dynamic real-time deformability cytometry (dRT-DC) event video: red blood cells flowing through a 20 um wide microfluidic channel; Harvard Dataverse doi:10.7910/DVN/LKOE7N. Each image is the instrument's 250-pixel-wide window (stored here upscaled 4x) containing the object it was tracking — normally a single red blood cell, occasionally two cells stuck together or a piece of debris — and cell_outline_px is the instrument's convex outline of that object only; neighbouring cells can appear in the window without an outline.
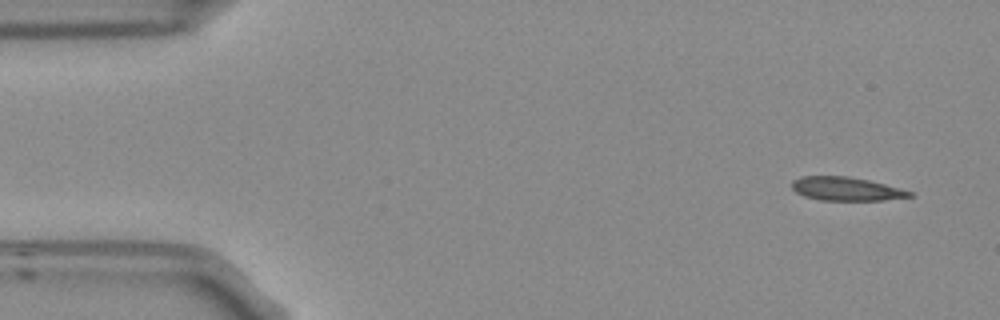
{"species": "Egyptian fruit bat (a non-hibernating species)", "species_latin": "Rousettus aegyptiacus", "temperature_condition": "room temperature", "stored_images_in_passage": 5, "segment_of_instrument_passage": [1, 2], "camera_frame_rate_fps": 3000, "um_per_image_px": 0.085, "frame": {"image": 1, "passage_image": 1, "time_ms": 0.0, "image_size_px": [1000, 320], "cell_outline_px": [[916, 196], [884, 200], [820, 200], [804, 196], [796, 192], [792, 188], [792, 180], [800, 176], [848, 176], [868, 180], [884, 184], [912, 192]], "centroid_in_image_um": [71.9, 16.05], "position_along_channel_um": 13.1, "area_um2": 16.13}}
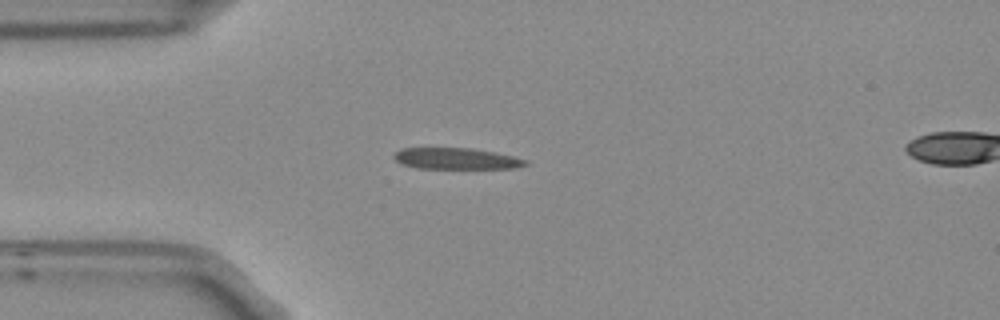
{"frame": {"image": 2, "passage_image": 4, "time_ms": 1.0, "image_size_px": [1000, 320], "cell_outline_px": [[528, 164], [516, 168], [416, 168], [404, 164], [396, 160], [392, 156], [400, 148], [472, 148], [512, 156], [528, 160]], "centroid_in_image_um": [38.78, 13.48], "position_along_channel_um": 46.2, "area_um2": 16.13}}